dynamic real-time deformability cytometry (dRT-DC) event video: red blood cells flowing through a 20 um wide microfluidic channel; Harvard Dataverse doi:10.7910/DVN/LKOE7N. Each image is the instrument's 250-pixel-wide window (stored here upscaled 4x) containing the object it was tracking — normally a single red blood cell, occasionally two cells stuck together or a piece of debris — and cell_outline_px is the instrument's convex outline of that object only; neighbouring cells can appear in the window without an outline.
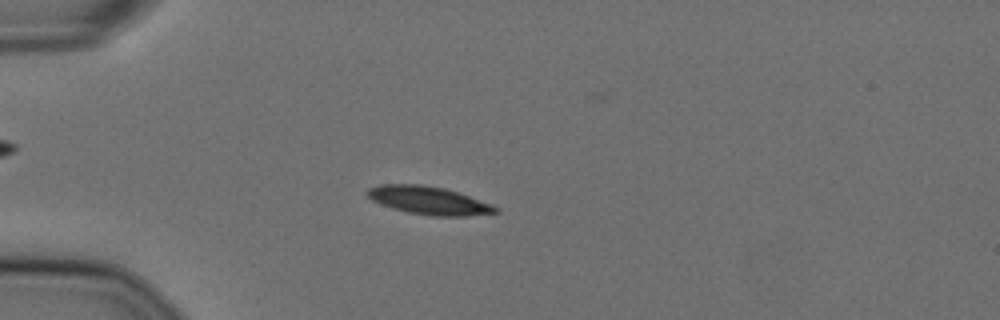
{"species": "Egyptian fruit bat (a non-hibernating species)", "species_latin": "Rousettus aegyptiacus", "temperature_condition": "cold", "stored_images_in_passage": 43, "camera_frame_rate_fps": 3000, "um_per_image_px": 0.085, "animal": {"sex": "female"}, "frame": {"image": 1, "passage_image": 2, "time_ms": 0.333, "image_size_px": [1000, 320], "cell_outline_px": [[500, 212], [468, 216], [432, 216], [408, 212], [392, 208], [380, 204], [372, 200], [364, 192], [368, 188], [380, 184], [420, 184], [444, 188], [492, 204], [500, 208]], "centroid_in_image_um": [36.43, 17.04], "position_along_channel_um": 48.6, "area_um2": 20.98}}
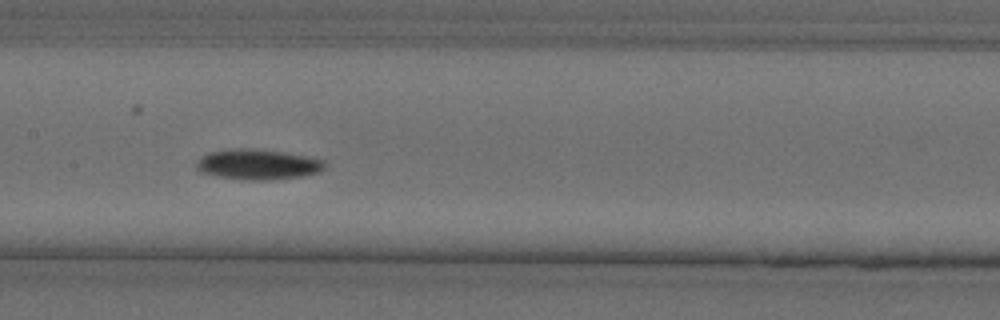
{"frame": {"image": 2, "passage_image": 15, "time_ms": 4.667, "image_size_px": [1000, 320], "cell_outline_px": [[324, 168], [316, 172], [300, 176], [268, 180], [248, 180], [216, 176], [200, 172], [196, 168], [196, 160], [208, 152], [236, 148], [248, 148], [284, 152], [324, 160]], "centroid_in_image_um": [21.84, 13.97], "position_along_channel_um": 185.6, "area_um2": 22.48}}
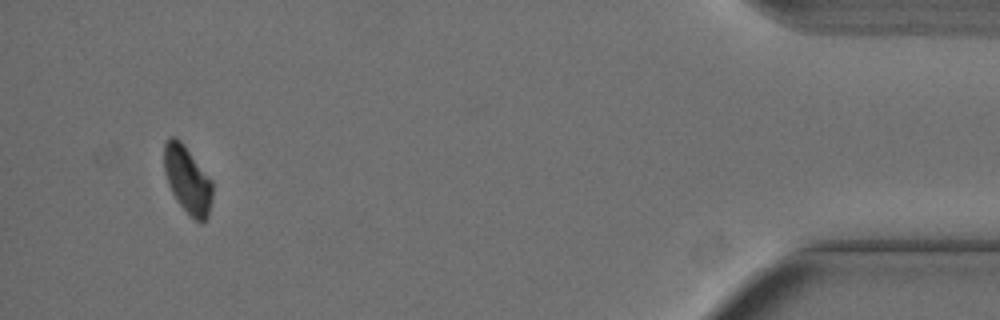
{"frame": {"image": 3, "passage_image": 40, "time_ms": 13.0, "image_size_px": [1000, 320], "cell_outline_px": [[212, 200], [208, 216], [200, 224], [176, 200], [168, 184], [164, 172], [164, 144], [172, 136], [176, 136], [184, 144], [212, 180]], "centroid_in_image_um": [15.94, 15.26], "position_along_channel_um": 419.3, "area_um2": 18.84}, "authors_computed_cell_mechanics": {"area_um2": 21.1548, "velocity_mm_per_s": 3.6068, "shape_relaxation_time_tau1_ms": 5.067, "shape_relaxation_time_tau2_ms": null, "deformation_change_tau1": 0.1366, "deformation_change_tau2": null}}